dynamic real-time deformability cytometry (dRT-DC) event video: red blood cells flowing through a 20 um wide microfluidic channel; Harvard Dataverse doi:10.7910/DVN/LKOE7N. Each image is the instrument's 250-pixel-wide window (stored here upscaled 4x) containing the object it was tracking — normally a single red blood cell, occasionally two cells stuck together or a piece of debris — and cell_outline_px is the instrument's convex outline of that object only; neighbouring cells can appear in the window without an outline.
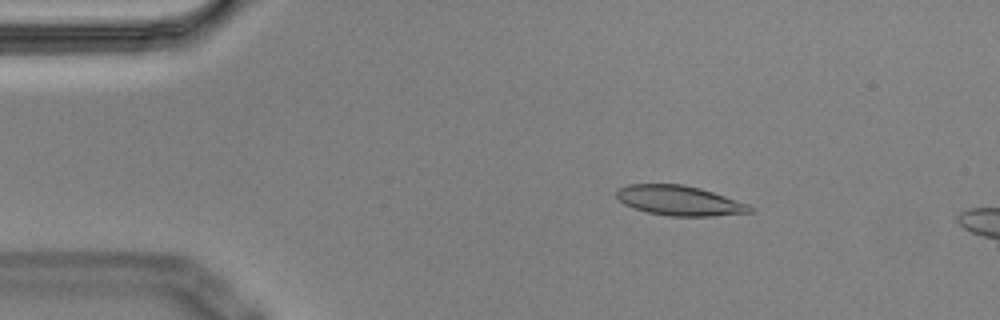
{"species": "Egyptian fruit bat (a non-hibernating species)", "species_latin": "Rousettus aegyptiacus", "temperature_condition": "cold", "stored_images_in_passage": 3, "camera_frame_rate_fps": 3000, "um_per_image_px": 0.085, "animal": {"sex": "male"}, "frame": {"image": 1, "passage_image": 1, "time_ms": 0.0, "image_size_px": [1000, 320], "cell_outline_px": [[752, 212], [712, 216], [672, 216], [648, 212], [624, 204], [616, 196], [616, 192], [620, 188], [628, 184], [684, 184], [700, 188], [748, 204], [752, 208]], "centroid_in_image_um": [57.74, 17.04], "position_along_channel_um": 27.3, "area_um2": 22.89}}